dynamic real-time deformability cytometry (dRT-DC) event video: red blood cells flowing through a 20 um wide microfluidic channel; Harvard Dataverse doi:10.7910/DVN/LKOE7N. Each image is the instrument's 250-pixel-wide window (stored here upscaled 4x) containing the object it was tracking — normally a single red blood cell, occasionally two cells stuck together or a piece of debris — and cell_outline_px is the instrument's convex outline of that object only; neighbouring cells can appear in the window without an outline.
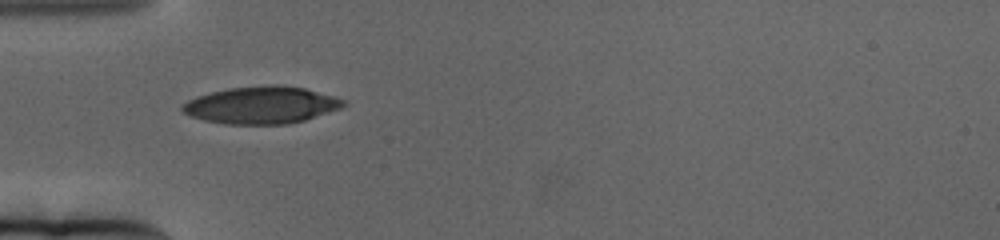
{"species": "human", "species_latin": "Homo sapiens", "temperature_condition": "cold", "stored_images_in_passage": 41, "camera_frame_rate_fps": 3000, "um_per_image_px": 0.085, "donor": {"sex": "female"}, "frame": {"image": 1, "passage_image": 1, "time_ms": 0.0, "image_size_px": [1000, 240], "cell_outline_px": [[348, 104], [340, 108], [304, 120], [288, 124], [224, 124], [204, 120], [192, 116], [184, 112], [180, 108], [180, 104], [196, 96], [228, 88], [268, 84], [276, 84], [304, 88], [332, 96], [344, 100]], "centroid_in_image_um": [22.18, 8.92], "position_along_channel_um": 62.8, "area_um2": 34.85}}
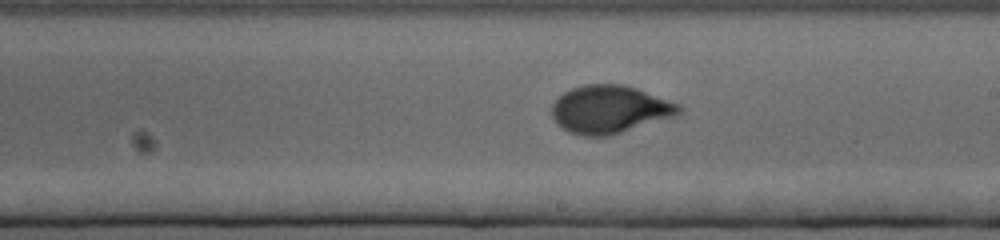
{"frame": {"image": 2, "passage_image": 18, "time_ms": 5.667, "image_size_px": [1000, 240], "cell_outline_px": [[684, 108], [676, 116], [608, 136], [584, 136], [568, 132], [556, 124], [552, 116], [552, 104], [564, 92], [572, 88], [584, 84], [624, 84], [636, 88], [680, 104]], "centroid_in_image_um": [51.82, 9.3], "position_along_channel_um": 237.2, "area_um2": 35.55}}
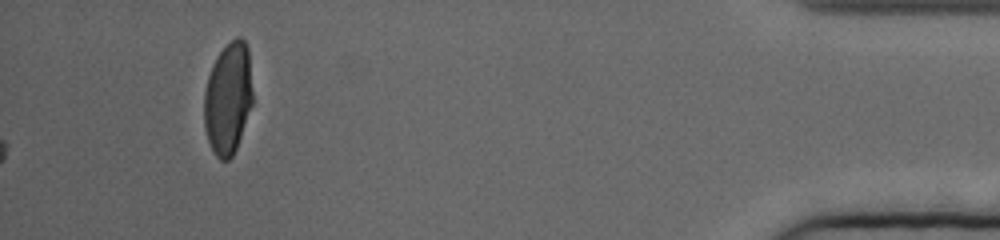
{"frame": {"image": 3, "passage_image": 41, "time_ms": 13.333, "image_size_px": [1000, 240], "cell_outline_px": [[252, 104], [236, 148], [232, 156], [228, 160], [220, 160], [216, 156], [208, 140], [204, 124], [204, 92], [208, 76], [212, 64], [216, 56], [236, 36], [240, 36], [244, 40], [248, 48], [252, 92]], "centroid_in_image_um": [19.37, 8.34], "position_along_channel_um": 415.8, "area_um2": 31.44}, "authors_computed_cell_mechanics": {"area_um2": 34.5066, "velocity_mm_per_s": 3.1179, "shape_relaxation_time_tau1_ms": 4.1022, "shape_relaxation_time_tau2_ms": null, "deformation_change_tau1": 0.1774, "deformation_change_tau2": null}}